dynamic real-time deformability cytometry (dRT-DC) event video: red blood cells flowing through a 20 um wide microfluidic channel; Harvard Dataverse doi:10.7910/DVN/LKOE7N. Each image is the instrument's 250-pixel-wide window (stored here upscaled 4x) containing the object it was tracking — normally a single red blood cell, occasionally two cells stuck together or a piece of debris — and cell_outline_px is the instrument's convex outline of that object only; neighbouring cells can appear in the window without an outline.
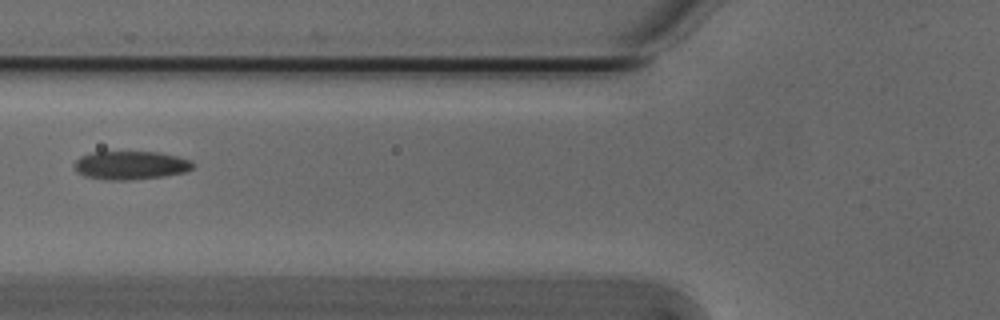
{"species": "Egyptian fruit bat (a non-hibernating species)", "species_latin": "Rousettus aegyptiacus", "temperature_condition": "cold", "stored_images_in_passage": 5, "camera_frame_rate_fps": 3000, "um_per_image_px": 0.085, "animal": {"sex": "male"}, "frame": {"image": 1, "passage_image": 5, "time_ms": 1.333, "image_size_px": [1000, 320], "cell_outline_px": [[196, 164], [192, 168], [184, 172], [164, 176], [132, 180], [108, 180], [84, 176], [76, 172], [72, 164], [80, 156], [92, 152], [156, 152], [176, 156], [192, 160]], "centroid_in_image_um": [11.08, 14.05], "position_along_channel_um": 114.7, "area_um2": 19.83}}